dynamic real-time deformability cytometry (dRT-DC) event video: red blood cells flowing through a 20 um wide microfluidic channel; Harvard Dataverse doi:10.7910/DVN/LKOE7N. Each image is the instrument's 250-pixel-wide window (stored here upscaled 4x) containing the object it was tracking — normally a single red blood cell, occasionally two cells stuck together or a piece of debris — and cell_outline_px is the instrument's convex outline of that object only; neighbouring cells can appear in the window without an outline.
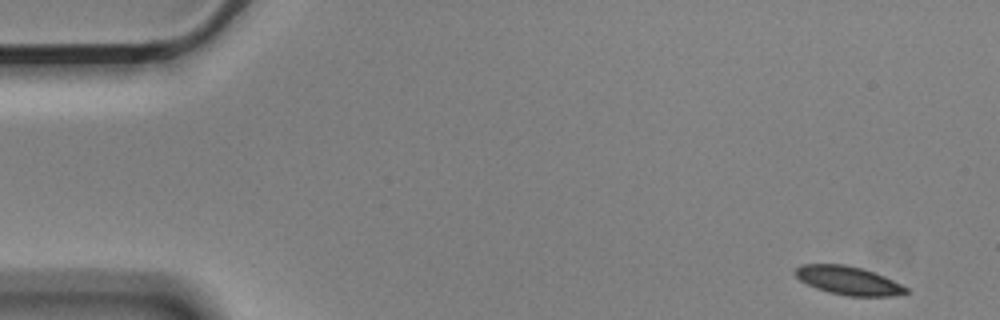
{"species": "Egyptian fruit bat (a non-hibernating species)", "species_latin": "Rousettus aegyptiacus", "temperature_condition": "cold", "stored_images_in_passage": 54, "camera_frame_rate_fps": 3000, "um_per_image_px": 0.085, "animal": {"sex": "male"}, "frame": {"image": 1, "passage_image": 1, "time_ms": 0.0, "image_size_px": [1000, 320], "cell_outline_px": [[908, 292], [892, 296], [848, 296], [828, 292], [816, 288], [800, 280], [792, 272], [800, 264], [844, 264], [864, 268], [884, 276], [908, 288]], "centroid_in_image_um": [72.08, 23.83], "position_along_channel_um": 12.9, "area_um2": 18.44}}
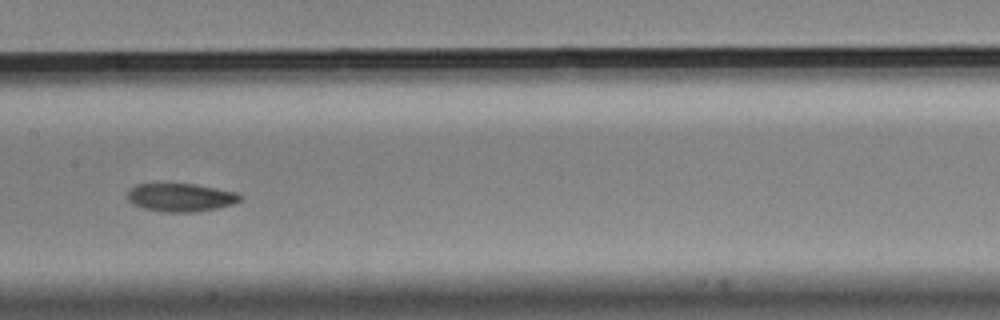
{"frame": {"image": 2, "passage_image": 26, "time_ms": 8.333, "image_size_px": [1000, 320], "cell_outline_px": [[244, 196], [240, 200], [232, 204], [216, 208], [196, 212], [160, 212], [144, 208], [132, 204], [128, 200], [128, 192], [136, 184], [192, 184], [240, 192]], "centroid_in_image_um": [15.39, 16.79], "position_along_channel_um": 192.0, "area_um2": 18.55}}
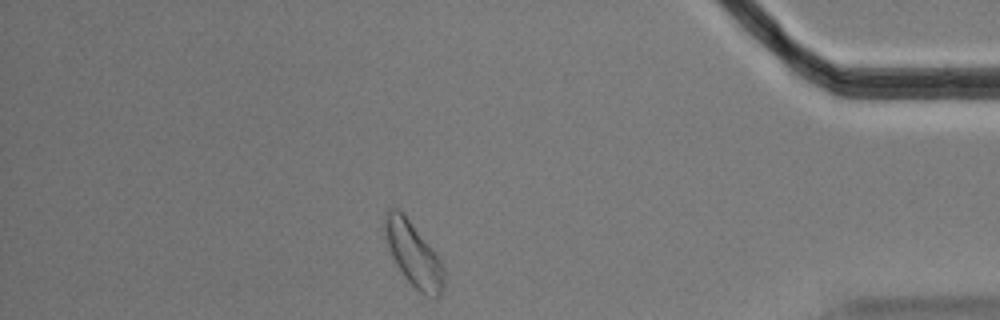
{"frame": {"image": 3, "passage_image": 47, "time_ms": 15.333, "image_size_px": [1000, 320], "cell_outline_px": [[444, 288], [440, 296], [436, 300], [420, 292], [404, 276], [396, 264], [392, 256], [384, 236], [384, 212], [388, 208], [396, 208], [404, 212], [440, 260], [444, 268]], "centroid_in_image_um": [35.13, 21.6], "position_along_channel_um": 400.1, "area_um2": 22.2}, "authors_computed_cell_mechanics": {"area_um2": 19.1318, "velocity_mm_per_s": 3.5281, "shape_relaxation_time_tau1_ms": 5.5956, "shape_relaxation_time_tau2_ms": 5.0627, "deformation_change_tau1": 0.085, "deformation_change_tau2": 0.0872}}